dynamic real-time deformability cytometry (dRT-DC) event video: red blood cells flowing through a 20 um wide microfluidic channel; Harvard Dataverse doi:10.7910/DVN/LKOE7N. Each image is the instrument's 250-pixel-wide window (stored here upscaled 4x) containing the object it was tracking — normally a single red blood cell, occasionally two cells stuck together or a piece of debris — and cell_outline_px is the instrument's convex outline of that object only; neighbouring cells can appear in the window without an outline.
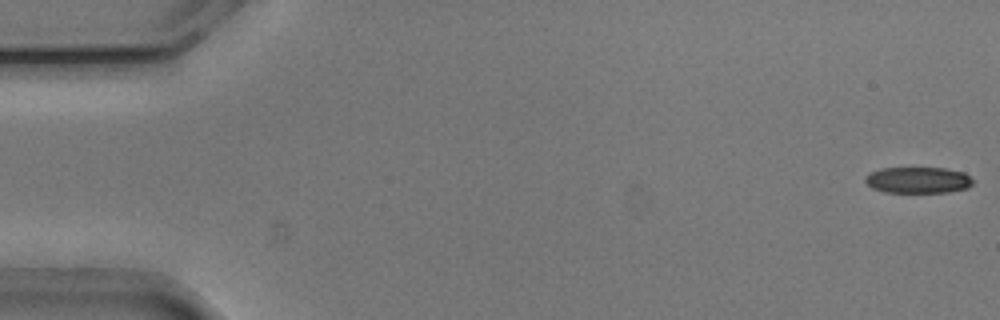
{"species": "common noctule bat (a hibernating species)", "species_latin": "Nyctalus noctula", "temperature_condition": "cold", "stored_images_in_passage": 53, "camera_frame_rate_fps": 3000, "um_per_image_px": 0.085, "animal": {"sex": "male", "body_mass_g": 20.5, "forearm_length_mm": 52.5}, "frame": {"image": 1, "passage_image": 1, "time_ms": 0.0, "image_size_px": [1000, 320], "cell_outline_px": [[976, 180], [968, 188], [948, 192], [884, 192], [872, 188], [864, 180], [864, 176], [880, 168], [944, 168], [964, 172]], "centroid_in_image_um": [78.06, 15.3], "position_along_channel_um": 6.9, "area_um2": 16.59}}
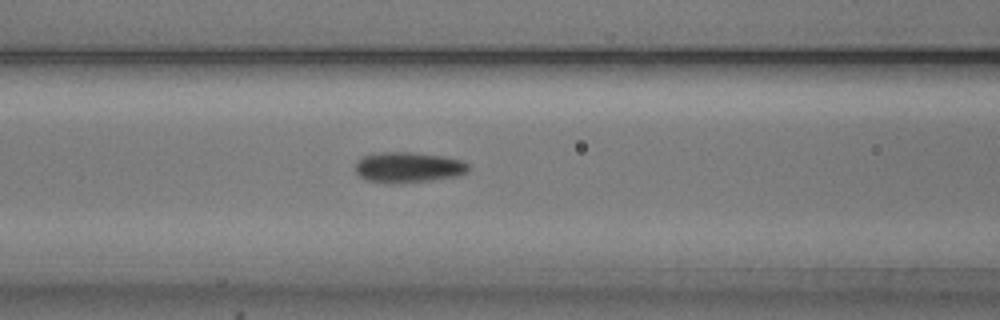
{"frame": {"image": 2, "passage_image": 22, "time_ms": 7.0, "image_size_px": [1000, 320], "cell_outline_px": [[468, 172], [456, 176], [428, 180], [388, 184], [364, 180], [356, 172], [356, 164], [364, 156], [380, 152], [412, 152], [444, 156], [464, 160], [468, 164]], "centroid_in_image_um": [34.71, 14.22], "position_along_channel_um": 131.9, "area_um2": 20.11}}
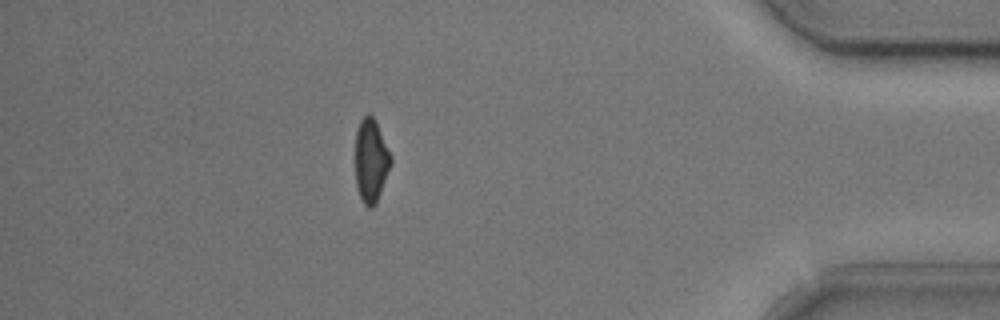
{"frame": {"image": 3, "passage_image": 47, "time_ms": 15.333, "image_size_px": [1000, 320], "cell_outline_px": [[392, 164], [376, 204], [372, 208], [368, 208], [364, 204], [360, 196], [356, 184], [356, 132], [360, 120], [368, 112], [376, 120], [392, 156]], "centroid_in_image_um": [31.55, 13.64], "position_along_channel_um": 403.6, "area_um2": 17.46}, "authors_computed_cell_mechanics": {"area_um2": 18.9584, "velocity_mm_per_s": 3.7883, "shape_relaxation_time_tau1_ms": 2.2541, "shape_relaxation_time_tau2_ms": 2.3674, "deformation_change_tau1": 0.1204, "deformation_change_tau2": 0.0872}}